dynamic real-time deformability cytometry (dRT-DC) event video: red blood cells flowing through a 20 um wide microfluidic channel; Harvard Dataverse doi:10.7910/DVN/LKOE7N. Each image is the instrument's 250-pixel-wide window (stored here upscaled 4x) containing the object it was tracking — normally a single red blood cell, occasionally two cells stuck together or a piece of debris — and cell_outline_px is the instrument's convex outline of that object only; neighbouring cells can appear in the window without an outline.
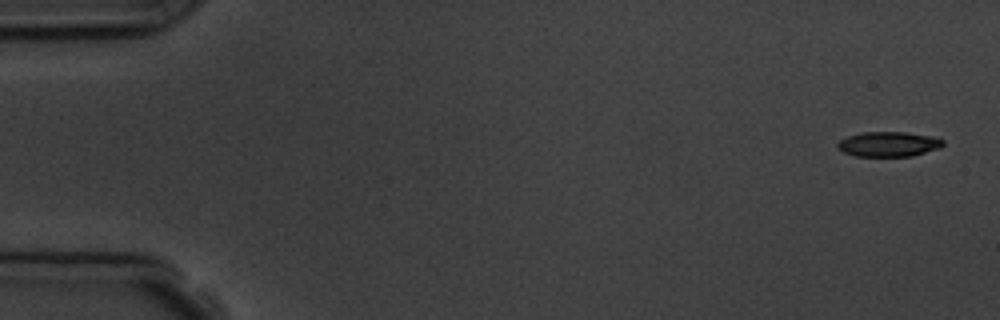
{"species": "common noctule bat (a hibernating species)", "species_latin": "Nyctalus noctula", "temperature_condition": "room temperature", "stored_images_in_passage": 5, "camera_frame_rate_fps": 3000, "um_per_image_px": 0.085, "animal": {"sex": "male", "body_mass_g": 19.5, "forearm_length_mm": 54.6}, "frame": {"image": 1, "passage_image": 1, "time_ms": 0.0, "image_size_px": [1000, 320], "cell_outline_px": [[944, 144], [940, 148], [912, 156], [856, 156], [844, 152], [836, 148], [836, 144], [840, 140], [848, 136], [860, 132], [904, 132], [932, 136], [944, 140]], "centroid_in_image_um": [75.52, 12.25], "position_along_channel_um": 9.5, "area_um2": 15.37}}